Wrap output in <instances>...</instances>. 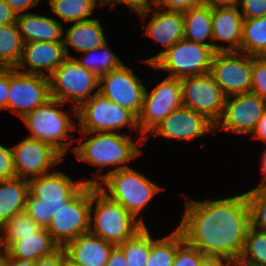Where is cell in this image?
I'll return each mask as SVG.
<instances>
[{
	"mask_svg": "<svg viewBox=\"0 0 266 266\" xmlns=\"http://www.w3.org/2000/svg\"><path fill=\"white\" fill-rule=\"evenodd\" d=\"M196 201L186 196L183 218L177 228L184 240L205 256L237 263L251 225L246 193Z\"/></svg>",
	"mask_w": 266,
	"mask_h": 266,
	"instance_id": "obj_1",
	"label": "cell"
},
{
	"mask_svg": "<svg viewBox=\"0 0 266 266\" xmlns=\"http://www.w3.org/2000/svg\"><path fill=\"white\" fill-rule=\"evenodd\" d=\"M88 185L73 181L61 171H52L29 180L25 212L42 228H47L54 214L65 208Z\"/></svg>",
	"mask_w": 266,
	"mask_h": 266,
	"instance_id": "obj_2",
	"label": "cell"
},
{
	"mask_svg": "<svg viewBox=\"0 0 266 266\" xmlns=\"http://www.w3.org/2000/svg\"><path fill=\"white\" fill-rule=\"evenodd\" d=\"M98 171L99 174L92 173L96 179L86 180V183L97 185L104 194L118 202L145 226L142 215L139 218L137 216L151 199L165 188L162 189L131 167L107 172L104 175L101 174L102 170L98 169Z\"/></svg>",
	"mask_w": 266,
	"mask_h": 266,
	"instance_id": "obj_3",
	"label": "cell"
},
{
	"mask_svg": "<svg viewBox=\"0 0 266 266\" xmlns=\"http://www.w3.org/2000/svg\"><path fill=\"white\" fill-rule=\"evenodd\" d=\"M91 134L88 139L87 135ZM86 138V141H83ZM145 138H139L134 142L130 135L119 132H81L78 140L79 146L71 148L79 161H85L91 165L113 168L109 172L129 167L128 162L142 154L138 143Z\"/></svg>",
	"mask_w": 266,
	"mask_h": 266,
	"instance_id": "obj_4",
	"label": "cell"
},
{
	"mask_svg": "<svg viewBox=\"0 0 266 266\" xmlns=\"http://www.w3.org/2000/svg\"><path fill=\"white\" fill-rule=\"evenodd\" d=\"M143 227L123 206L110 199L97 185L91 184L90 233L119 245Z\"/></svg>",
	"mask_w": 266,
	"mask_h": 266,
	"instance_id": "obj_5",
	"label": "cell"
},
{
	"mask_svg": "<svg viewBox=\"0 0 266 266\" xmlns=\"http://www.w3.org/2000/svg\"><path fill=\"white\" fill-rule=\"evenodd\" d=\"M65 105V103L51 98L44 105L39 106L21 119L29 129L30 135L28 137L52 145L63 156L67 154V150L77 139L72 138L69 141H64L71 137L68 131H76L77 129V125L72 123L69 114L61 110V107Z\"/></svg>",
	"mask_w": 266,
	"mask_h": 266,
	"instance_id": "obj_6",
	"label": "cell"
},
{
	"mask_svg": "<svg viewBox=\"0 0 266 266\" xmlns=\"http://www.w3.org/2000/svg\"><path fill=\"white\" fill-rule=\"evenodd\" d=\"M48 78L51 98L65 104L72 101L74 106L69 109L74 116H77V109L84 102L99 92L100 78L73 57H67ZM93 91L95 92L92 94Z\"/></svg>",
	"mask_w": 266,
	"mask_h": 266,
	"instance_id": "obj_7",
	"label": "cell"
},
{
	"mask_svg": "<svg viewBox=\"0 0 266 266\" xmlns=\"http://www.w3.org/2000/svg\"><path fill=\"white\" fill-rule=\"evenodd\" d=\"M80 132H119L126 126L136 130L140 138L137 117L128 109L96 93L77 109Z\"/></svg>",
	"mask_w": 266,
	"mask_h": 266,
	"instance_id": "obj_8",
	"label": "cell"
},
{
	"mask_svg": "<svg viewBox=\"0 0 266 266\" xmlns=\"http://www.w3.org/2000/svg\"><path fill=\"white\" fill-rule=\"evenodd\" d=\"M215 51L211 46L186 39L164 52L152 65L169 72L168 77L184 78L210 73Z\"/></svg>",
	"mask_w": 266,
	"mask_h": 266,
	"instance_id": "obj_9",
	"label": "cell"
},
{
	"mask_svg": "<svg viewBox=\"0 0 266 266\" xmlns=\"http://www.w3.org/2000/svg\"><path fill=\"white\" fill-rule=\"evenodd\" d=\"M148 91L146 87L137 117L140 134L145 139L170 113L182 106V87L178 78L167 76Z\"/></svg>",
	"mask_w": 266,
	"mask_h": 266,
	"instance_id": "obj_10",
	"label": "cell"
},
{
	"mask_svg": "<svg viewBox=\"0 0 266 266\" xmlns=\"http://www.w3.org/2000/svg\"><path fill=\"white\" fill-rule=\"evenodd\" d=\"M182 106L204 115L214 125L223 115L226 96L210 73L180 79Z\"/></svg>",
	"mask_w": 266,
	"mask_h": 266,
	"instance_id": "obj_11",
	"label": "cell"
},
{
	"mask_svg": "<svg viewBox=\"0 0 266 266\" xmlns=\"http://www.w3.org/2000/svg\"><path fill=\"white\" fill-rule=\"evenodd\" d=\"M49 99L51 96L48 76L24 73L16 68H9L7 109L13 114L22 119Z\"/></svg>",
	"mask_w": 266,
	"mask_h": 266,
	"instance_id": "obj_12",
	"label": "cell"
},
{
	"mask_svg": "<svg viewBox=\"0 0 266 266\" xmlns=\"http://www.w3.org/2000/svg\"><path fill=\"white\" fill-rule=\"evenodd\" d=\"M91 184H88L65 208L56 212L47 226L53 240L64 247L90 230Z\"/></svg>",
	"mask_w": 266,
	"mask_h": 266,
	"instance_id": "obj_13",
	"label": "cell"
},
{
	"mask_svg": "<svg viewBox=\"0 0 266 266\" xmlns=\"http://www.w3.org/2000/svg\"><path fill=\"white\" fill-rule=\"evenodd\" d=\"M210 74L226 97L251 91L252 56L242 52H215Z\"/></svg>",
	"mask_w": 266,
	"mask_h": 266,
	"instance_id": "obj_14",
	"label": "cell"
},
{
	"mask_svg": "<svg viewBox=\"0 0 266 266\" xmlns=\"http://www.w3.org/2000/svg\"><path fill=\"white\" fill-rule=\"evenodd\" d=\"M266 109V102L258 95L248 92L226 97L223 115L216 129L238 135H251Z\"/></svg>",
	"mask_w": 266,
	"mask_h": 266,
	"instance_id": "obj_15",
	"label": "cell"
},
{
	"mask_svg": "<svg viewBox=\"0 0 266 266\" xmlns=\"http://www.w3.org/2000/svg\"><path fill=\"white\" fill-rule=\"evenodd\" d=\"M11 148L16 176L27 180L51 172L64 157L52 145L28 135Z\"/></svg>",
	"mask_w": 266,
	"mask_h": 266,
	"instance_id": "obj_16",
	"label": "cell"
},
{
	"mask_svg": "<svg viewBox=\"0 0 266 266\" xmlns=\"http://www.w3.org/2000/svg\"><path fill=\"white\" fill-rule=\"evenodd\" d=\"M146 87L132 69L122 65L100 77L99 93L139 116Z\"/></svg>",
	"mask_w": 266,
	"mask_h": 266,
	"instance_id": "obj_17",
	"label": "cell"
},
{
	"mask_svg": "<svg viewBox=\"0 0 266 266\" xmlns=\"http://www.w3.org/2000/svg\"><path fill=\"white\" fill-rule=\"evenodd\" d=\"M153 5V6H152ZM158 8V9H157ZM155 9V11H154ZM157 9V10H156ZM139 18L144 21L150 14V20L146 25L143 35L153 38L165 48L155 56L141 60L153 67V63L168 49L180 40L184 39V18L182 12L166 11L159 7L154 8V4L134 11ZM153 12L154 14H151Z\"/></svg>",
	"mask_w": 266,
	"mask_h": 266,
	"instance_id": "obj_18",
	"label": "cell"
},
{
	"mask_svg": "<svg viewBox=\"0 0 266 266\" xmlns=\"http://www.w3.org/2000/svg\"><path fill=\"white\" fill-rule=\"evenodd\" d=\"M213 132L215 133V125L204 115L181 106L170 113L148 137L192 141Z\"/></svg>",
	"mask_w": 266,
	"mask_h": 266,
	"instance_id": "obj_19",
	"label": "cell"
},
{
	"mask_svg": "<svg viewBox=\"0 0 266 266\" xmlns=\"http://www.w3.org/2000/svg\"><path fill=\"white\" fill-rule=\"evenodd\" d=\"M66 58L63 41L28 42L23 44L22 57L16 69L24 73L49 76ZM23 68L25 70H21Z\"/></svg>",
	"mask_w": 266,
	"mask_h": 266,
	"instance_id": "obj_20",
	"label": "cell"
},
{
	"mask_svg": "<svg viewBox=\"0 0 266 266\" xmlns=\"http://www.w3.org/2000/svg\"><path fill=\"white\" fill-rule=\"evenodd\" d=\"M243 21L237 7L212 8V42L218 40L222 44H214L215 52H240Z\"/></svg>",
	"mask_w": 266,
	"mask_h": 266,
	"instance_id": "obj_21",
	"label": "cell"
},
{
	"mask_svg": "<svg viewBox=\"0 0 266 266\" xmlns=\"http://www.w3.org/2000/svg\"><path fill=\"white\" fill-rule=\"evenodd\" d=\"M116 245L88 232L69 241L66 257L77 266H105Z\"/></svg>",
	"mask_w": 266,
	"mask_h": 266,
	"instance_id": "obj_22",
	"label": "cell"
},
{
	"mask_svg": "<svg viewBox=\"0 0 266 266\" xmlns=\"http://www.w3.org/2000/svg\"><path fill=\"white\" fill-rule=\"evenodd\" d=\"M16 22L23 43L63 41V23L54 17L26 12L17 15Z\"/></svg>",
	"mask_w": 266,
	"mask_h": 266,
	"instance_id": "obj_23",
	"label": "cell"
},
{
	"mask_svg": "<svg viewBox=\"0 0 266 266\" xmlns=\"http://www.w3.org/2000/svg\"><path fill=\"white\" fill-rule=\"evenodd\" d=\"M65 32L66 34H63V45L67 57H71L69 47L83 53L107 43L104 30L99 19L96 18L74 22L66 31L63 30V33Z\"/></svg>",
	"mask_w": 266,
	"mask_h": 266,
	"instance_id": "obj_24",
	"label": "cell"
},
{
	"mask_svg": "<svg viewBox=\"0 0 266 266\" xmlns=\"http://www.w3.org/2000/svg\"><path fill=\"white\" fill-rule=\"evenodd\" d=\"M60 246L53 240L46 228L33 235L20 236L6 249V258L36 261L55 252Z\"/></svg>",
	"mask_w": 266,
	"mask_h": 266,
	"instance_id": "obj_25",
	"label": "cell"
},
{
	"mask_svg": "<svg viewBox=\"0 0 266 266\" xmlns=\"http://www.w3.org/2000/svg\"><path fill=\"white\" fill-rule=\"evenodd\" d=\"M28 193L27 179L0 180V227L14 215L24 212Z\"/></svg>",
	"mask_w": 266,
	"mask_h": 266,
	"instance_id": "obj_26",
	"label": "cell"
},
{
	"mask_svg": "<svg viewBox=\"0 0 266 266\" xmlns=\"http://www.w3.org/2000/svg\"><path fill=\"white\" fill-rule=\"evenodd\" d=\"M183 18L184 39L211 46L214 50V43L211 42L212 8L205 4L193 7L183 12Z\"/></svg>",
	"mask_w": 266,
	"mask_h": 266,
	"instance_id": "obj_27",
	"label": "cell"
},
{
	"mask_svg": "<svg viewBox=\"0 0 266 266\" xmlns=\"http://www.w3.org/2000/svg\"><path fill=\"white\" fill-rule=\"evenodd\" d=\"M51 12L65 23L91 20L97 3L104 5L103 0H48Z\"/></svg>",
	"mask_w": 266,
	"mask_h": 266,
	"instance_id": "obj_28",
	"label": "cell"
},
{
	"mask_svg": "<svg viewBox=\"0 0 266 266\" xmlns=\"http://www.w3.org/2000/svg\"><path fill=\"white\" fill-rule=\"evenodd\" d=\"M101 55H100V53ZM99 54V55H98ZM81 58L73 57L81 66L96 74L99 78L123 65L118 55L111 51L108 43L103 46L83 52Z\"/></svg>",
	"mask_w": 266,
	"mask_h": 266,
	"instance_id": "obj_29",
	"label": "cell"
},
{
	"mask_svg": "<svg viewBox=\"0 0 266 266\" xmlns=\"http://www.w3.org/2000/svg\"><path fill=\"white\" fill-rule=\"evenodd\" d=\"M183 241L184 236L177 227L163 238L154 239L151 234V249L145 266H172L177 247Z\"/></svg>",
	"mask_w": 266,
	"mask_h": 266,
	"instance_id": "obj_30",
	"label": "cell"
},
{
	"mask_svg": "<svg viewBox=\"0 0 266 266\" xmlns=\"http://www.w3.org/2000/svg\"><path fill=\"white\" fill-rule=\"evenodd\" d=\"M23 44L17 22L0 25V67L16 68L22 57Z\"/></svg>",
	"mask_w": 266,
	"mask_h": 266,
	"instance_id": "obj_31",
	"label": "cell"
},
{
	"mask_svg": "<svg viewBox=\"0 0 266 266\" xmlns=\"http://www.w3.org/2000/svg\"><path fill=\"white\" fill-rule=\"evenodd\" d=\"M240 52L266 56V16L244 19Z\"/></svg>",
	"mask_w": 266,
	"mask_h": 266,
	"instance_id": "obj_32",
	"label": "cell"
},
{
	"mask_svg": "<svg viewBox=\"0 0 266 266\" xmlns=\"http://www.w3.org/2000/svg\"><path fill=\"white\" fill-rule=\"evenodd\" d=\"M237 266H266V231L250 225Z\"/></svg>",
	"mask_w": 266,
	"mask_h": 266,
	"instance_id": "obj_33",
	"label": "cell"
},
{
	"mask_svg": "<svg viewBox=\"0 0 266 266\" xmlns=\"http://www.w3.org/2000/svg\"><path fill=\"white\" fill-rule=\"evenodd\" d=\"M41 228L25 211L14 215L0 227V249L5 250L20 236L33 235Z\"/></svg>",
	"mask_w": 266,
	"mask_h": 266,
	"instance_id": "obj_34",
	"label": "cell"
},
{
	"mask_svg": "<svg viewBox=\"0 0 266 266\" xmlns=\"http://www.w3.org/2000/svg\"><path fill=\"white\" fill-rule=\"evenodd\" d=\"M117 246L123 251L127 266H145L151 249L150 230L145 225L132 238Z\"/></svg>",
	"mask_w": 266,
	"mask_h": 266,
	"instance_id": "obj_35",
	"label": "cell"
},
{
	"mask_svg": "<svg viewBox=\"0 0 266 266\" xmlns=\"http://www.w3.org/2000/svg\"><path fill=\"white\" fill-rule=\"evenodd\" d=\"M246 193L251 226L266 231V188H254Z\"/></svg>",
	"mask_w": 266,
	"mask_h": 266,
	"instance_id": "obj_36",
	"label": "cell"
},
{
	"mask_svg": "<svg viewBox=\"0 0 266 266\" xmlns=\"http://www.w3.org/2000/svg\"><path fill=\"white\" fill-rule=\"evenodd\" d=\"M266 102V56H252L251 91Z\"/></svg>",
	"mask_w": 266,
	"mask_h": 266,
	"instance_id": "obj_37",
	"label": "cell"
},
{
	"mask_svg": "<svg viewBox=\"0 0 266 266\" xmlns=\"http://www.w3.org/2000/svg\"><path fill=\"white\" fill-rule=\"evenodd\" d=\"M205 255L198 249L189 245L185 240L177 247L172 266H199Z\"/></svg>",
	"mask_w": 266,
	"mask_h": 266,
	"instance_id": "obj_38",
	"label": "cell"
},
{
	"mask_svg": "<svg viewBox=\"0 0 266 266\" xmlns=\"http://www.w3.org/2000/svg\"><path fill=\"white\" fill-rule=\"evenodd\" d=\"M17 177L13 164L12 148L0 143V180H9Z\"/></svg>",
	"mask_w": 266,
	"mask_h": 266,
	"instance_id": "obj_39",
	"label": "cell"
},
{
	"mask_svg": "<svg viewBox=\"0 0 266 266\" xmlns=\"http://www.w3.org/2000/svg\"><path fill=\"white\" fill-rule=\"evenodd\" d=\"M204 4L203 0H155L154 6L166 11L186 12Z\"/></svg>",
	"mask_w": 266,
	"mask_h": 266,
	"instance_id": "obj_40",
	"label": "cell"
},
{
	"mask_svg": "<svg viewBox=\"0 0 266 266\" xmlns=\"http://www.w3.org/2000/svg\"><path fill=\"white\" fill-rule=\"evenodd\" d=\"M240 13L244 19L266 16V0H241Z\"/></svg>",
	"mask_w": 266,
	"mask_h": 266,
	"instance_id": "obj_41",
	"label": "cell"
},
{
	"mask_svg": "<svg viewBox=\"0 0 266 266\" xmlns=\"http://www.w3.org/2000/svg\"><path fill=\"white\" fill-rule=\"evenodd\" d=\"M9 94V68L0 67V110L7 109Z\"/></svg>",
	"mask_w": 266,
	"mask_h": 266,
	"instance_id": "obj_42",
	"label": "cell"
},
{
	"mask_svg": "<svg viewBox=\"0 0 266 266\" xmlns=\"http://www.w3.org/2000/svg\"><path fill=\"white\" fill-rule=\"evenodd\" d=\"M66 257L64 247H59L55 252L36 260V266H60L62 260Z\"/></svg>",
	"mask_w": 266,
	"mask_h": 266,
	"instance_id": "obj_43",
	"label": "cell"
},
{
	"mask_svg": "<svg viewBox=\"0 0 266 266\" xmlns=\"http://www.w3.org/2000/svg\"><path fill=\"white\" fill-rule=\"evenodd\" d=\"M155 0H103L104 5H109L111 9L117 4L125 3L126 7L131 8L132 11L142 9L154 4Z\"/></svg>",
	"mask_w": 266,
	"mask_h": 266,
	"instance_id": "obj_44",
	"label": "cell"
},
{
	"mask_svg": "<svg viewBox=\"0 0 266 266\" xmlns=\"http://www.w3.org/2000/svg\"><path fill=\"white\" fill-rule=\"evenodd\" d=\"M11 9L17 14H23L29 8L37 6L40 0H5Z\"/></svg>",
	"mask_w": 266,
	"mask_h": 266,
	"instance_id": "obj_45",
	"label": "cell"
},
{
	"mask_svg": "<svg viewBox=\"0 0 266 266\" xmlns=\"http://www.w3.org/2000/svg\"><path fill=\"white\" fill-rule=\"evenodd\" d=\"M16 20L17 14L11 9L5 0H0V25L16 23Z\"/></svg>",
	"mask_w": 266,
	"mask_h": 266,
	"instance_id": "obj_46",
	"label": "cell"
},
{
	"mask_svg": "<svg viewBox=\"0 0 266 266\" xmlns=\"http://www.w3.org/2000/svg\"><path fill=\"white\" fill-rule=\"evenodd\" d=\"M199 266H237L235 262L217 256H205Z\"/></svg>",
	"mask_w": 266,
	"mask_h": 266,
	"instance_id": "obj_47",
	"label": "cell"
},
{
	"mask_svg": "<svg viewBox=\"0 0 266 266\" xmlns=\"http://www.w3.org/2000/svg\"><path fill=\"white\" fill-rule=\"evenodd\" d=\"M105 266H127L123 251L116 245L110 253V257Z\"/></svg>",
	"mask_w": 266,
	"mask_h": 266,
	"instance_id": "obj_48",
	"label": "cell"
},
{
	"mask_svg": "<svg viewBox=\"0 0 266 266\" xmlns=\"http://www.w3.org/2000/svg\"><path fill=\"white\" fill-rule=\"evenodd\" d=\"M251 135L252 138L264 141V143L266 144V109L257 122V125Z\"/></svg>",
	"mask_w": 266,
	"mask_h": 266,
	"instance_id": "obj_49",
	"label": "cell"
},
{
	"mask_svg": "<svg viewBox=\"0 0 266 266\" xmlns=\"http://www.w3.org/2000/svg\"><path fill=\"white\" fill-rule=\"evenodd\" d=\"M205 5L210 6L211 8H220V7H237L239 8L241 0H203Z\"/></svg>",
	"mask_w": 266,
	"mask_h": 266,
	"instance_id": "obj_50",
	"label": "cell"
},
{
	"mask_svg": "<svg viewBox=\"0 0 266 266\" xmlns=\"http://www.w3.org/2000/svg\"><path fill=\"white\" fill-rule=\"evenodd\" d=\"M5 266H36V261L6 258Z\"/></svg>",
	"mask_w": 266,
	"mask_h": 266,
	"instance_id": "obj_51",
	"label": "cell"
},
{
	"mask_svg": "<svg viewBox=\"0 0 266 266\" xmlns=\"http://www.w3.org/2000/svg\"><path fill=\"white\" fill-rule=\"evenodd\" d=\"M266 147V146H265ZM261 173L263 175V179L261 180V182L256 186V188H266V148L264 150V152H262V156H261Z\"/></svg>",
	"mask_w": 266,
	"mask_h": 266,
	"instance_id": "obj_52",
	"label": "cell"
},
{
	"mask_svg": "<svg viewBox=\"0 0 266 266\" xmlns=\"http://www.w3.org/2000/svg\"><path fill=\"white\" fill-rule=\"evenodd\" d=\"M6 263V252L3 249H0V266H5Z\"/></svg>",
	"mask_w": 266,
	"mask_h": 266,
	"instance_id": "obj_53",
	"label": "cell"
},
{
	"mask_svg": "<svg viewBox=\"0 0 266 266\" xmlns=\"http://www.w3.org/2000/svg\"><path fill=\"white\" fill-rule=\"evenodd\" d=\"M60 266H77L76 264H74L69 258L65 257Z\"/></svg>",
	"mask_w": 266,
	"mask_h": 266,
	"instance_id": "obj_54",
	"label": "cell"
}]
</instances>
